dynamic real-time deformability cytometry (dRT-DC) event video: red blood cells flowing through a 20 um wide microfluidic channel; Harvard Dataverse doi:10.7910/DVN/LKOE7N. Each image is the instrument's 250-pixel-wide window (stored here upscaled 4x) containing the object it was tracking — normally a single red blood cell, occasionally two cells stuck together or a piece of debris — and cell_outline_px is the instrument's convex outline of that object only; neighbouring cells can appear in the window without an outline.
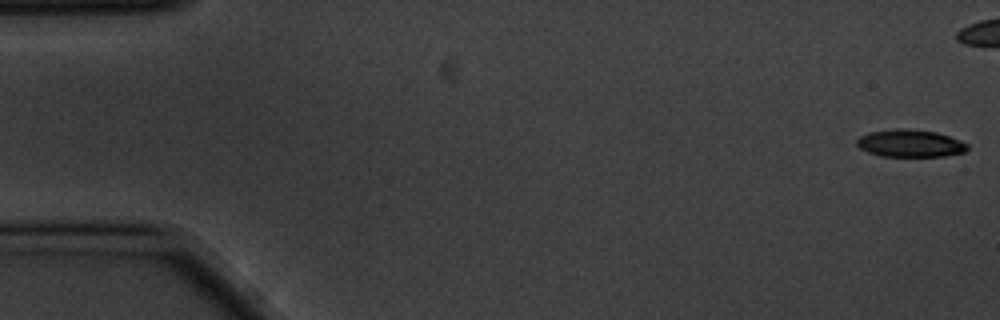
{"species": "common noctule bat (a hibernating species)", "species_latin": "Nyctalus noctula", "temperature_condition": "cold", "stored_images_in_passage": 8, "camera_frame_rate_fps": 3000, "um_per_image_px": 0.085, "animal": {"sex": "male", "body_mass_g": 20.1, "forearm_length_mm": 53.5}, "frame": {"image": 1, "passage_image": 1, "time_ms": 0.0, "image_size_px": [1000, 320], "cell_outline_px": [[968, 148], [964, 152], [944, 156], [880, 156], [868, 152], [860, 148], [856, 144], [856, 140], [860, 136], [868, 132], [896, 128], [900, 128], [936, 132], [960, 140], [968, 144]], "centroid_in_image_um": [77.34, 12.18], "position_along_channel_um": 7.7, "area_um2": 17.63}}